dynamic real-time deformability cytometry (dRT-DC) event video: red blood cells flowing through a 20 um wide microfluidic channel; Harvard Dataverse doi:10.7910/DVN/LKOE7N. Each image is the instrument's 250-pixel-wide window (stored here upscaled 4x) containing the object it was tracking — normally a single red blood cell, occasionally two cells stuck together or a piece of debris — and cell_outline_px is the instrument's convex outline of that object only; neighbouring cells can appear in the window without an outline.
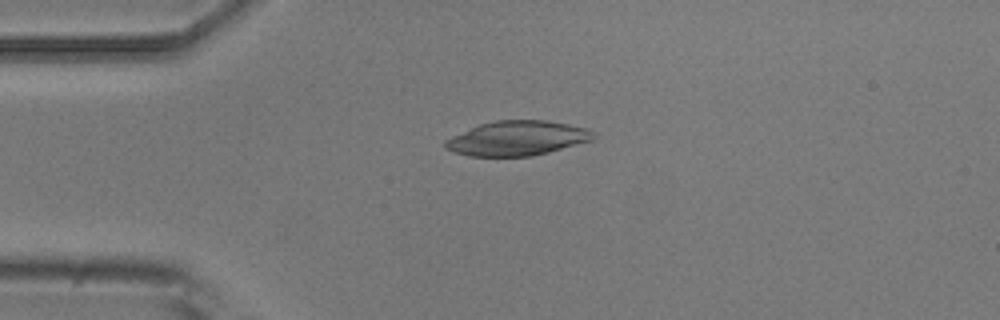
{"species": "common noctule bat (a hibernating species)", "species_latin": "Nyctalus noctula", "temperature_condition": "room temperature", "stored_images_in_passage": 5, "camera_frame_rate_fps": 3000, "um_per_image_px": 0.085, "animal": {"sex": "male", "body_mass_g": 20.5, "forearm_length_mm": 52.5}, "frame": {"image": 1, "passage_image": 4, "time_ms": 3.667, "image_size_px": [1000, 320], "cell_outline_px": [[596, 136], [592, 140], [548, 152], [532, 156], [468, 156], [444, 148], [444, 140], [452, 136], [480, 124], [496, 120], [544, 120], [568, 124], [584, 128], [592, 132]], "centroid_in_image_um": [43.93, 11.75], "position_along_channel_um": 41.1, "area_um2": 29.59}}